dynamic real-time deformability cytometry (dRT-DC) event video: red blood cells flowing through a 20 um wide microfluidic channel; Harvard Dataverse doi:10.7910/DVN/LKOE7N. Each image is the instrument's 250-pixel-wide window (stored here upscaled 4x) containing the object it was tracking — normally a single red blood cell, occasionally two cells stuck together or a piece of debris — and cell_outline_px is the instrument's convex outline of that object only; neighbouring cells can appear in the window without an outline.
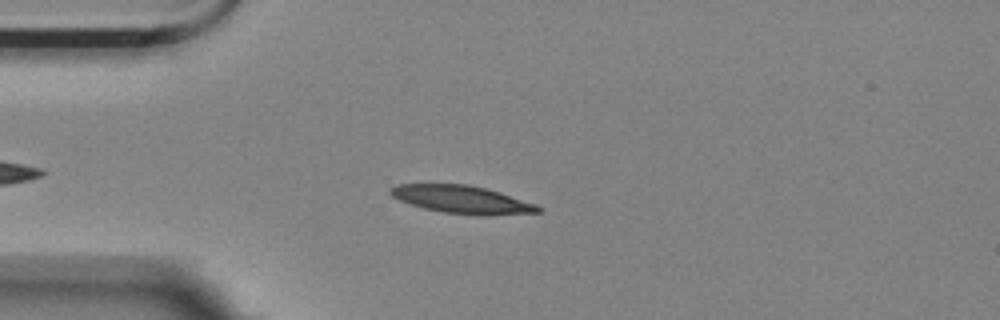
{"species": "Egyptian fruit bat (a non-hibernating species)", "species_latin": "Rousettus aegyptiacus", "temperature_condition": "room temperature", "stored_images_in_passage": 51, "camera_frame_rate_fps": 3000, "um_per_image_px": 0.085, "animal": {"sex": "female"}, "frame": {"image": 1, "passage_image": 9, "time_ms": 2.667, "image_size_px": [1000, 320], "cell_outline_px": [[544, 208], [540, 212], [488, 216], [480, 216], [444, 212], [424, 208], [408, 204], [392, 196], [388, 192], [388, 188], [396, 184], [468, 184], [500, 192], [536, 204]], "centroid_in_image_um": [39.27, 16.96], "position_along_channel_um": 45.7, "area_um2": 24.16}}
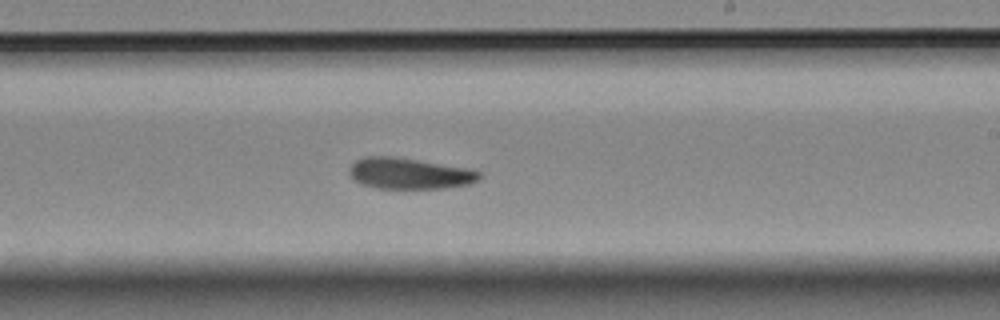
{"frame": {"image": 2, "passage_image": 28, "time_ms": 9.0, "image_size_px": [1000, 320], "cell_outline_px": [[484, 176], [480, 180], [468, 184], [444, 188], [376, 188], [360, 184], [348, 172], [348, 168], [356, 160], [364, 156], [392, 156], [464, 168], [480, 172]], "centroid_in_image_um": [34.77, 14.75], "position_along_channel_um": 254.2, "area_um2": 23.35}}
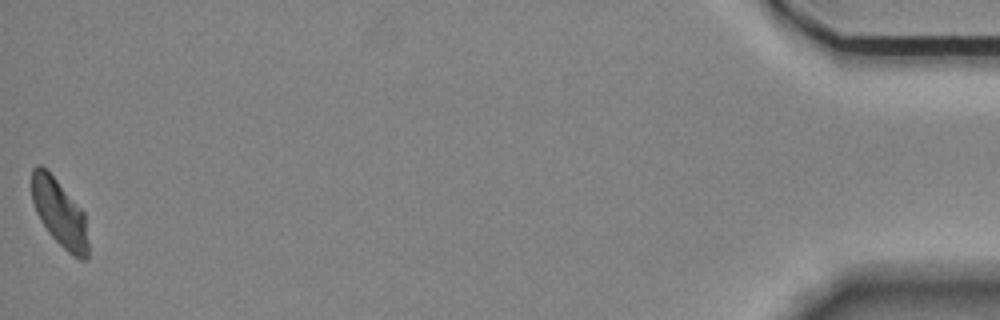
{"frame": {"image": 3, "passage_image": 51, "time_ms": 16.667, "image_size_px": [1000, 320], "cell_outline_px": [[88, 260], [80, 260], [72, 256], [48, 232], [40, 220], [36, 212], [32, 200], [32, 168], [36, 164], [40, 164], [56, 180], [84, 212], [88, 244]], "centroid_in_image_um": [5.06, 18.14], "position_along_channel_um": 430.1, "area_um2": 21.85}, "authors_computed_cell_mechanics": {"area_um2": 23.7558, "velocity_mm_per_s": 3.5242, "shape_relaxation_time_tau1_ms": 5.6101, "shape_relaxation_time_tau2_ms": 6.2031, "deformation_change_tau1": 0.1356, "deformation_change_tau2": 0.1214}}